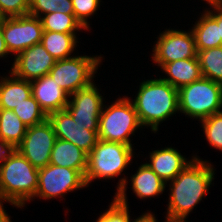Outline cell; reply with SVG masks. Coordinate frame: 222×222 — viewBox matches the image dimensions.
I'll return each mask as SVG.
<instances>
[{
    "label": "cell",
    "mask_w": 222,
    "mask_h": 222,
    "mask_svg": "<svg viewBox=\"0 0 222 222\" xmlns=\"http://www.w3.org/2000/svg\"><path fill=\"white\" fill-rule=\"evenodd\" d=\"M189 163L169 184L167 218L186 219L208 193L215 170L208 161L193 156Z\"/></svg>",
    "instance_id": "6da1fadb"
},
{
    "label": "cell",
    "mask_w": 222,
    "mask_h": 222,
    "mask_svg": "<svg viewBox=\"0 0 222 222\" xmlns=\"http://www.w3.org/2000/svg\"><path fill=\"white\" fill-rule=\"evenodd\" d=\"M132 103L141 125L155 133L160 123L179 112L178 89L161 78L144 80Z\"/></svg>",
    "instance_id": "7a4b0ae2"
},
{
    "label": "cell",
    "mask_w": 222,
    "mask_h": 222,
    "mask_svg": "<svg viewBox=\"0 0 222 222\" xmlns=\"http://www.w3.org/2000/svg\"><path fill=\"white\" fill-rule=\"evenodd\" d=\"M39 169L35 168L17 149H13L0 165V206L9 202L23 208L35 198Z\"/></svg>",
    "instance_id": "3957f363"
},
{
    "label": "cell",
    "mask_w": 222,
    "mask_h": 222,
    "mask_svg": "<svg viewBox=\"0 0 222 222\" xmlns=\"http://www.w3.org/2000/svg\"><path fill=\"white\" fill-rule=\"evenodd\" d=\"M133 147L118 142L99 139L92 151L87 154L85 182L87 187L95 179L118 177L131 164Z\"/></svg>",
    "instance_id": "277c9868"
},
{
    "label": "cell",
    "mask_w": 222,
    "mask_h": 222,
    "mask_svg": "<svg viewBox=\"0 0 222 222\" xmlns=\"http://www.w3.org/2000/svg\"><path fill=\"white\" fill-rule=\"evenodd\" d=\"M179 112L199 119L222 112V84L201 77L178 89Z\"/></svg>",
    "instance_id": "5b68a950"
},
{
    "label": "cell",
    "mask_w": 222,
    "mask_h": 222,
    "mask_svg": "<svg viewBox=\"0 0 222 222\" xmlns=\"http://www.w3.org/2000/svg\"><path fill=\"white\" fill-rule=\"evenodd\" d=\"M142 127L132 100L123 96L108 108L103 106L99 117L98 138L132 146L129 137Z\"/></svg>",
    "instance_id": "8992f818"
},
{
    "label": "cell",
    "mask_w": 222,
    "mask_h": 222,
    "mask_svg": "<svg viewBox=\"0 0 222 222\" xmlns=\"http://www.w3.org/2000/svg\"><path fill=\"white\" fill-rule=\"evenodd\" d=\"M102 58L101 56L83 55L56 60L49 75L70 96L94 81V74H96Z\"/></svg>",
    "instance_id": "52a82bcc"
},
{
    "label": "cell",
    "mask_w": 222,
    "mask_h": 222,
    "mask_svg": "<svg viewBox=\"0 0 222 222\" xmlns=\"http://www.w3.org/2000/svg\"><path fill=\"white\" fill-rule=\"evenodd\" d=\"M87 187L84 176L76 169L49 164L39 169L35 197L52 199Z\"/></svg>",
    "instance_id": "ba28073f"
},
{
    "label": "cell",
    "mask_w": 222,
    "mask_h": 222,
    "mask_svg": "<svg viewBox=\"0 0 222 222\" xmlns=\"http://www.w3.org/2000/svg\"><path fill=\"white\" fill-rule=\"evenodd\" d=\"M9 53L15 57L41 42L43 27L39 17L31 15L7 17L1 26Z\"/></svg>",
    "instance_id": "9c48e42d"
},
{
    "label": "cell",
    "mask_w": 222,
    "mask_h": 222,
    "mask_svg": "<svg viewBox=\"0 0 222 222\" xmlns=\"http://www.w3.org/2000/svg\"><path fill=\"white\" fill-rule=\"evenodd\" d=\"M152 52V60L159 67L180 59L198 58L192 30L167 29L161 32Z\"/></svg>",
    "instance_id": "30bf717a"
},
{
    "label": "cell",
    "mask_w": 222,
    "mask_h": 222,
    "mask_svg": "<svg viewBox=\"0 0 222 222\" xmlns=\"http://www.w3.org/2000/svg\"><path fill=\"white\" fill-rule=\"evenodd\" d=\"M56 135L48 119L27 127L26 134L16 149L37 169L50 164Z\"/></svg>",
    "instance_id": "8fae6325"
},
{
    "label": "cell",
    "mask_w": 222,
    "mask_h": 222,
    "mask_svg": "<svg viewBox=\"0 0 222 222\" xmlns=\"http://www.w3.org/2000/svg\"><path fill=\"white\" fill-rule=\"evenodd\" d=\"M57 139L72 142L86 154L92 151L98 142V126H81L76 123L66 110H59L48 115Z\"/></svg>",
    "instance_id": "7c38bea8"
},
{
    "label": "cell",
    "mask_w": 222,
    "mask_h": 222,
    "mask_svg": "<svg viewBox=\"0 0 222 222\" xmlns=\"http://www.w3.org/2000/svg\"><path fill=\"white\" fill-rule=\"evenodd\" d=\"M103 101L99 88L92 82L89 86L72 93L65 109L81 126H98Z\"/></svg>",
    "instance_id": "4fadbf2b"
},
{
    "label": "cell",
    "mask_w": 222,
    "mask_h": 222,
    "mask_svg": "<svg viewBox=\"0 0 222 222\" xmlns=\"http://www.w3.org/2000/svg\"><path fill=\"white\" fill-rule=\"evenodd\" d=\"M56 59L49 54L41 43H37L14 58L11 70L16 77L32 81L48 75Z\"/></svg>",
    "instance_id": "5bb4252c"
},
{
    "label": "cell",
    "mask_w": 222,
    "mask_h": 222,
    "mask_svg": "<svg viewBox=\"0 0 222 222\" xmlns=\"http://www.w3.org/2000/svg\"><path fill=\"white\" fill-rule=\"evenodd\" d=\"M30 83L32 96L47 116L67 107L69 95L49 74L32 80Z\"/></svg>",
    "instance_id": "9a60e30c"
},
{
    "label": "cell",
    "mask_w": 222,
    "mask_h": 222,
    "mask_svg": "<svg viewBox=\"0 0 222 222\" xmlns=\"http://www.w3.org/2000/svg\"><path fill=\"white\" fill-rule=\"evenodd\" d=\"M146 164L167 184L172 181L193 159H187L172 147L150 152Z\"/></svg>",
    "instance_id": "2e32d148"
},
{
    "label": "cell",
    "mask_w": 222,
    "mask_h": 222,
    "mask_svg": "<svg viewBox=\"0 0 222 222\" xmlns=\"http://www.w3.org/2000/svg\"><path fill=\"white\" fill-rule=\"evenodd\" d=\"M162 69L168 77L161 78L179 89L202 77L198 58L180 59L163 64Z\"/></svg>",
    "instance_id": "e0dca14e"
},
{
    "label": "cell",
    "mask_w": 222,
    "mask_h": 222,
    "mask_svg": "<svg viewBox=\"0 0 222 222\" xmlns=\"http://www.w3.org/2000/svg\"><path fill=\"white\" fill-rule=\"evenodd\" d=\"M50 164L78 170L83 176L87 168V154L72 142L56 139Z\"/></svg>",
    "instance_id": "ac0fdd59"
},
{
    "label": "cell",
    "mask_w": 222,
    "mask_h": 222,
    "mask_svg": "<svg viewBox=\"0 0 222 222\" xmlns=\"http://www.w3.org/2000/svg\"><path fill=\"white\" fill-rule=\"evenodd\" d=\"M10 76L0 79V108L13 110L24 99L32 96L30 81L16 77L12 72Z\"/></svg>",
    "instance_id": "d6986e66"
},
{
    "label": "cell",
    "mask_w": 222,
    "mask_h": 222,
    "mask_svg": "<svg viewBox=\"0 0 222 222\" xmlns=\"http://www.w3.org/2000/svg\"><path fill=\"white\" fill-rule=\"evenodd\" d=\"M130 178L133 193L140 200L163 194L167 185L146 163L140 165Z\"/></svg>",
    "instance_id": "ffe728a7"
},
{
    "label": "cell",
    "mask_w": 222,
    "mask_h": 222,
    "mask_svg": "<svg viewBox=\"0 0 222 222\" xmlns=\"http://www.w3.org/2000/svg\"><path fill=\"white\" fill-rule=\"evenodd\" d=\"M77 33L43 31L41 44L56 60L67 59L77 47Z\"/></svg>",
    "instance_id": "44dd1931"
},
{
    "label": "cell",
    "mask_w": 222,
    "mask_h": 222,
    "mask_svg": "<svg viewBox=\"0 0 222 222\" xmlns=\"http://www.w3.org/2000/svg\"><path fill=\"white\" fill-rule=\"evenodd\" d=\"M202 14L191 29L195 37L196 49L205 50L222 46L218 23L205 10Z\"/></svg>",
    "instance_id": "7402d4cb"
},
{
    "label": "cell",
    "mask_w": 222,
    "mask_h": 222,
    "mask_svg": "<svg viewBox=\"0 0 222 222\" xmlns=\"http://www.w3.org/2000/svg\"><path fill=\"white\" fill-rule=\"evenodd\" d=\"M127 183L128 181L124 176L119 180L113 201L107 211L102 213L96 222H131L126 196Z\"/></svg>",
    "instance_id": "603a6c76"
},
{
    "label": "cell",
    "mask_w": 222,
    "mask_h": 222,
    "mask_svg": "<svg viewBox=\"0 0 222 222\" xmlns=\"http://www.w3.org/2000/svg\"><path fill=\"white\" fill-rule=\"evenodd\" d=\"M26 130L27 126L13 110L0 108V138L3 141L16 149L24 138Z\"/></svg>",
    "instance_id": "cb8c5ba5"
},
{
    "label": "cell",
    "mask_w": 222,
    "mask_h": 222,
    "mask_svg": "<svg viewBox=\"0 0 222 222\" xmlns=\"http://www.w3.org/2000/svg\"><path fill=\"white\" fill-rule=\"evenodd\" d=\"M197 52L202 77L222 84V46Z\"/></svg>",
    "instance_id": "d4e9b609"
},
{
    "label": "cell",
    "mask_w": 222,
    "mask_h": 222,
    "mask_svg": "<svg viewBox=\"0 0 222 222\" xmlns=\"http://www.w3.org/2000/svg\"><path fill=\"white\" fill-rule=\"evenodd\" d=\"M43 31L59 33H76L79 30H86L76 19L74 14L52 12L40 17ZM76 31V32H75Z\"/></svg>",
    "instance_id": "484cf974"
},
{
    "label": "cell",
    "mask_w": 222,
    "mask_h": 222,
    "mask_svg": "<svg viewBox=\"0 0 222 222\" xmlns=\"http://www.w3.org/2000/svg\"><path fill=\"white\" fill-rule=\"evenodd\" d=\"M52 12L74 14L72 0H29V15L40 18Z\"/></svg>",
    "instance_id": "4316f807"
},
{
    "label": "cell",
    "mask_w": 222,
    "mask_h": 222,
    "mask_svg": "<svg viewBox=\"0 0 222 222\" xmlns=\"http://www.w3.org/2000/svg\"><path fill=\"white\" fill-rule=\"evenodd\" d=\"M13 112L27 127L42 123L48 118L33 96L24 99V102L13 109Z\"/></svg>",
    "instance_id": "83f0119b"
},
{
    "label": "cell",
    "mask_w": 222,
    "mask_h": 222,
    "mask_svg": "<svg viewBox=\"0 0 222 222\" xmlns=\"http://www.w3.org/2000/svg\"><path fill=\"white\" fill-rule=\"evenodd\" d=\"M210 146L222 151V112L200 121Z\"/></svg>",
    "instance_id": "f1b7e54d"
},
{
    "label": "cell",
    "mask_w": 222,
    "mask_h": 222,
    "mask_svg": "<svg viewBox=\"0 0 222 222\" xmlns=\"http://www.w3.org/2000/svg\"><path fill=\"white\" fill-rule=\"evenodd\" d=\"M100 2V0H72L74 15L86 30H89L90 25L87 20L96 13Z\"/></svg>",
    "instance_id": "f546056e"
},
{
    "label": "cell",
    "mask_w": 222,
    "mask_h": 222,
    "mask_svg": "<svg viewBox=\"0 0 222 222\" xmlns=\"http://www.w3.org/2000/svg\"><path fill=\"white\" fill-rule=\"evenodd\" d=\"M0 8L6 17L28 15L29 0H0Z\"/></svg>",
    "instance_id": "4dcf8cb0"
},
{
    "label": "cell",
    "mask_w": 222,
    "mask_h": 222,
    "mask_svg": "<svg viewBox=\"0 0 222 222\" xmlns=\"http://www.w3.org/2000/svg\"><path fill=\"white\" fill-rule=\"evenodd\" d=\"M212 10L205 11L218 23L219 25V38L222 40V3L209 4Z\"/></svg>",
    "instance_id": "1f68e13d"
},
{
    "label": "cell",
    "mask_w": 222,
    "mask_h": 222,
    "mask_svg": "<svg viewBox=\"0 0 222 222\" xmlns=\"http://www.w3.org/2000/svg\"><path fill=\"white\" fill-rule=\"evenodd\" d=\"M14 148L0 138V165L7 159Z\"/></svg>",
    "instance_id": "d6a6232c"
},
{
    "label": "cell",
    "mask_w": 222,
    "mask_h": 222,
    "mask_svg": "<svg viewBox=\"0 0 222 222\" xmlns=\"http://www.w3.org/2000/svg\"><path fill=\"white\" fill-rule=\"evenodd\" d=\"M132 222H158L155 215L151 212L143 213L140 217L134 219Z\"/></svg>",
    "instance_id": "836d02e7"
},
{
    "label": "cell",
    "mask_w": 222,
    "mask_h": 222,
    "mask_svg": "<svg viewBox=\"0 0 222 222\" xmlns=\"http://www.w3.org/2000/svg\"><path fill=\"white\" fill-rule=\"evenodd\" d=\"M8 54H9V51H8L5 41H4L2 28L0 27V58L8 57V56H6Z\"/></svg>",
    "instance_id": "e575fe53"
},
{
    "label": "cell",
    "mask_w": 222,
    "mask_h": 222,
    "mask_svg": "<svg viewBox=\"0 0 222 222\" xmlns=\"http://www.w3.org/2000/svg\"><path fill=\"white\" fill-rule=\"evenodd\" d=\"M3 206L0 207V222H12Z\"/></svg>",
    "instance_id": "d590c367"
},
{
    "label": "cell",
    "mask_w": 222,
    "mask_h": 222,
    "mask_svg": "<svg viewBox=\"0 0 222 222\" xmlns=\"http://www.w3.org/2000/svg\"><path fill=\"white\" fill-rule=\"evenodd\" d=\"M166 218V221L165 222H188L186 221L185 219H171V218Z\"/></svg>",
    "instance_id": "8d00e7d4"
},
{
    "label": "cell",
    "mask_w": 222,
    "mask_h": 222,
    "mask_svg": "<svg viewBox=\"0 0 222 222\" xmlns=\"http://www.w3.org/2000/svg\"><path fill=\"white\" fill-rule=\"evenodd\" d=\"M6 18L7 17L3 14V12L1 11V8H0V27L2 26V24L4 23Z\"/></svg>",
    "instance_id": "74e56055"
},
{
    "label": "cell",
    "mask_w": 222,
    "mask_h": 222,
    "mask_svg": "<svg viewBox=\"0 0 222 222\" xmlns=\"http://www.w3.org/2000/svg\"><path fill=\"white\" fill-rule=\"evenodd\" d=\"M203 1H206L208 4L222 3V0H203Z\"/></svg>",
    "instance_id": "f35d334b"
}]
</instances>
